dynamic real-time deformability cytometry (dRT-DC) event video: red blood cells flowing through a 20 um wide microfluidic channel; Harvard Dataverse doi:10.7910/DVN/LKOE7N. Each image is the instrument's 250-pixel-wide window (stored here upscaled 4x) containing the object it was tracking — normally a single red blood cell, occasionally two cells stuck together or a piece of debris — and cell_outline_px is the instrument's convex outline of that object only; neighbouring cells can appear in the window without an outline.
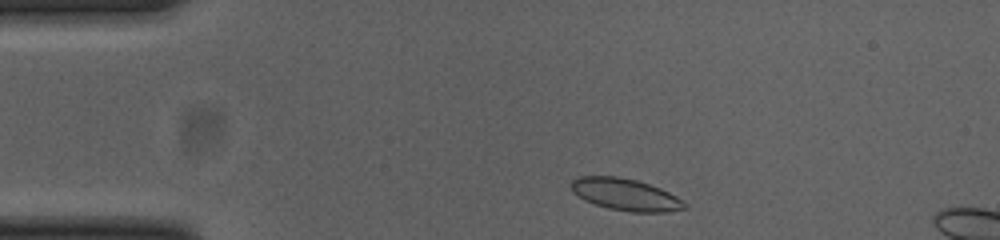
{"species": "common noctule bat (a hibernating species)", "species_latin": "Nyctalus noctula", "temperature_condition": "cold", "stored_images_in_passage": 46, "camera_frame_rate_fps": 3000, "um_per_image_px": 0.085, "animal": {"sex": "female", "body_mass_g": 23.0, "forearm_length_mm": 53.4}, "frame": {"image": 1, "passage_image": 2, "time_ms": 0.333, "image_size_px": [1000, 240], "cell_outline_px": [[688, 208], [668, 212], [632, 212], [608, 208], [584, 200], [572, 192], [572, 180], [580, 176], [616, 176], [636, 180], [660, 188], [684, 200], [688, 204]], "centroid_in_image_um": [53.2, 16.54], "position_along_channel_um": 31.8, "area_um2": 21.1}}
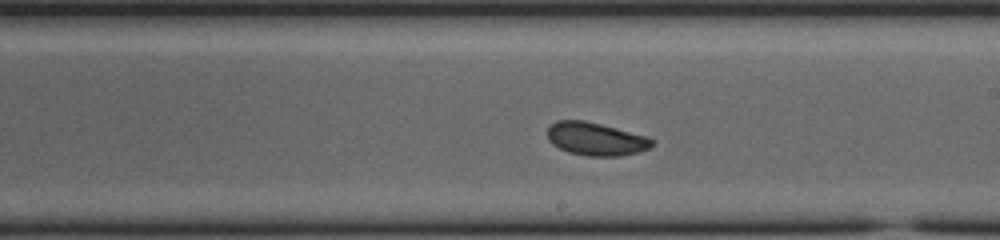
{"frame": {"image": 2, "passage_image": 22, "time_ms": 7.0, "image_size_px": [1000, 240], "cell_outline_px": [[656, 144], [652, 148], [640, 152], [620, 156], [588, 156], [568, 152], [552, 144], [548, 140], [548, 128], [556, 120], [584, 120], [648, 136], [656, 140]], "centroid_in_image_um": [50.71, 11.82], "position_along_channel_um": 238.3, "area_um2": 20.4}}
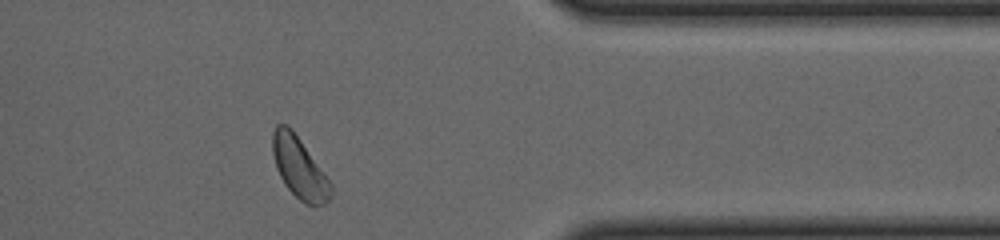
{"frame": {"image": 3, "passage_image": 35, "time_ms": 11.333, "image_size_px": [1000, 240], "cell_outline_px": [[332, 196], [324, 204], [316, 208], [312, 208], [304, 204], [284, 184], [276, 168], [272, 152], [272, 132], [276, 124], [288, 124], [292, 128], [332, 184]], "centroid_in_image_um": [25.44, 14.28], "position_along_channel_um": 386.0, "area_um2": 21.04}, "authors_computed_cell_mechanics": {"area_um2": 20.519, "velocity_mm_per_s": 3.8138, "shape_relaxation_time_tau1_ms": 7.8405, "shape_relaxation_time_tau2_ms": 4.7646, "deformation_change_tau1": 0.1523, "deformation_change_tau2": 0.0771}}